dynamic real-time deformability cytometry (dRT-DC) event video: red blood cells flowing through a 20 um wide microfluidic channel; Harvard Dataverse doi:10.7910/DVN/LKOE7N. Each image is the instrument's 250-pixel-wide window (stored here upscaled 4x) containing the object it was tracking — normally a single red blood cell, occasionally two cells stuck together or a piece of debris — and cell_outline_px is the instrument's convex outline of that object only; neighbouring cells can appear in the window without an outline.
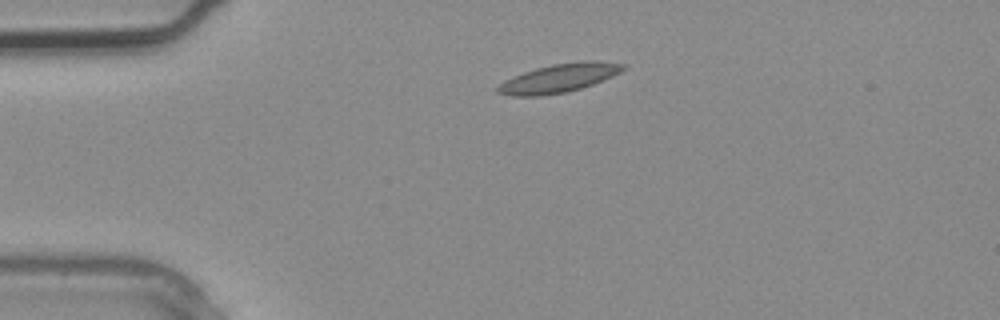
{"species": "common noctule bat (a hibernating species)", "species_latin": "Nyctalus noctula", "temperature_condition": "warm", "stored_images_in_passage": 3, "camera_frame_rate_fps": 3000, "um_per_image_px": 0.085, "animal": {"sex": "male", "body_mass_g": 20.4}, "frame": {"image": 1, "passage_image": 2, "time_ms": 0.333, "image_size_px": [1000, 320], "cell_outline_px": [[628, 64], [620, 72], [612, 76], [592, 84], [568, 92], [540, 96], [512, 96], [496, 92], [496, 88], [504, 80], [524, 72], [536, 68], [552, 64], [580, 60], [596, 60]], "centroid_in_image_um": [47.52, 6.63], "position_along_channel_um": 37.5, "area_um2": 20.98}}
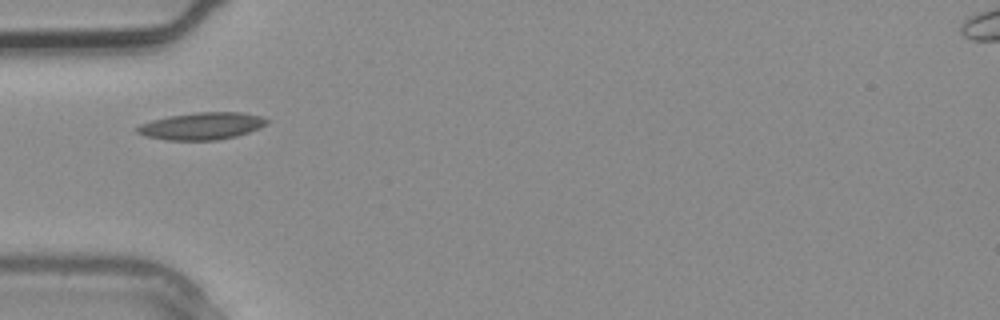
{"frame": {"image": 2, "passage_image": 3, "time_ms": 0.667, "image_size_px": [1000, 320], "cell_outline_px": [[268, 124], [260, 128], [236, 136], [220, 140], [164, 140], [144, 136], [136, 132], [136, 128], [140, 124], [152, 120], [168, 116], [196, 112], [240, 112], [264, 116], [268, 120]], "centroid_in_image_um": [17.16, 10.71], "position_along_channel_um": 67.8, "area_um2": 20.75}}